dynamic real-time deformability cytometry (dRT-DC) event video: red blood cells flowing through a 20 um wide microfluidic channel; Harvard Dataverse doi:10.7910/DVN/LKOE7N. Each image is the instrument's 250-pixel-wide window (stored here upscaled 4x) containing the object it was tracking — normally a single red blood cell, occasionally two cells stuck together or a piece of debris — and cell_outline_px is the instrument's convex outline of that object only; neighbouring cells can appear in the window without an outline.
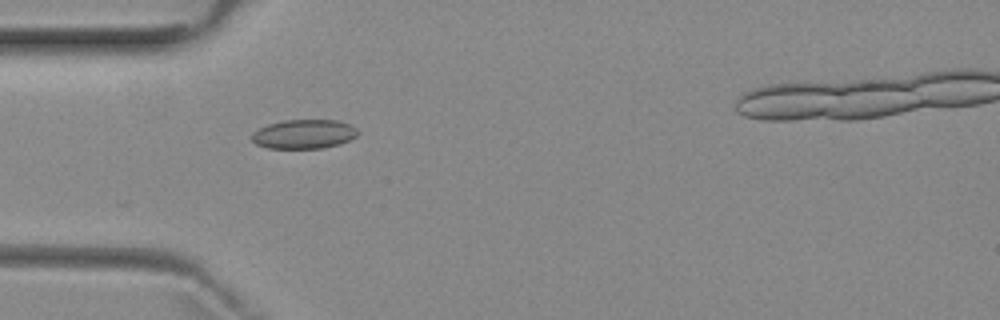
{"species": "common noctule bat (a hibernating species)", "species_latin": "Nyctalus noctula", "temperature_condition": "room temperature", "stored_images_in_passage": 5, "camera_frame_rate_fps": 3000, "um_per_image_px": 0.085, "animal": {"sex": "female", "body_mass_g": 29.2, "forearm_length_mm": 56.3}, "frame": {"image": 1, "passage_image": 4, "time_ms": 4.333, "image_size_px": [1000, 320], "cell_outline_px": [[360, 132], [356, 136], [340, 144], [324, 148], [268, 148], [256, 144], [252, 140], [252, 132], [268, 124], [284, 120], [336, 120], [352, 124]], "centroid_in_image_um": [25.86, 11.39], "position_along_channel_um": 59.1, "area_um2": 18.09}}